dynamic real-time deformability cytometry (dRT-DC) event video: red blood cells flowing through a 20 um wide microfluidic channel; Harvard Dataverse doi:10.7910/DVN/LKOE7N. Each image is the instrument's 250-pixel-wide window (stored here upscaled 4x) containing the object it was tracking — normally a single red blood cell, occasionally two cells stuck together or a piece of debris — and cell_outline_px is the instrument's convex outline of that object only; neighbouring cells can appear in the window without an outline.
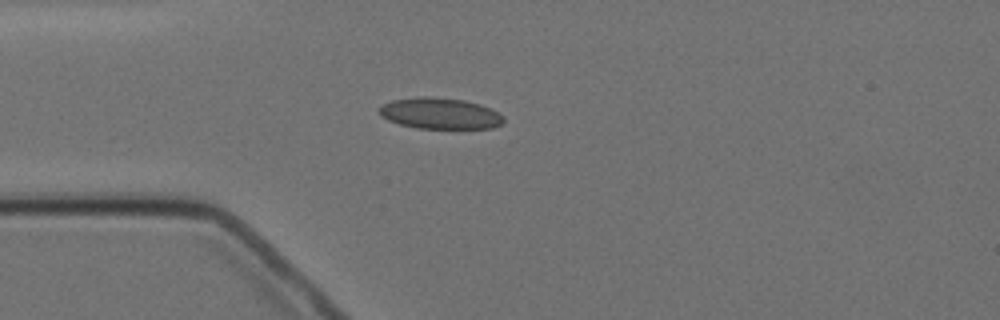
{"species": "Egyptian fruit bat (a non-hibernating species)", "species_latin": "Rousettus aegyptiacus", "temperature_condition": "cold", "stored_images_in_passage": 4, "camera_frame_rate_fps": 3000, "um_per_image_px": 0.085, "animal": {"sex": "female"}, "frame": {"image": 1, "passage_image": 4, "time_ms": 3.667, "image_size_px": [1000, 320], "cell_outline_px": [[504, 124], [492, 128], [416, 128], [400, 124], [388, 120], [380, 116], [380, 104], [392, 100], [420, 96], [428, 96], [464, 100], [480, 104], [504, 116]], "centroid_in_image_um": [37.39, 9.64], "position_along_channel_um": 47.6, "area_um2": 22.6}}